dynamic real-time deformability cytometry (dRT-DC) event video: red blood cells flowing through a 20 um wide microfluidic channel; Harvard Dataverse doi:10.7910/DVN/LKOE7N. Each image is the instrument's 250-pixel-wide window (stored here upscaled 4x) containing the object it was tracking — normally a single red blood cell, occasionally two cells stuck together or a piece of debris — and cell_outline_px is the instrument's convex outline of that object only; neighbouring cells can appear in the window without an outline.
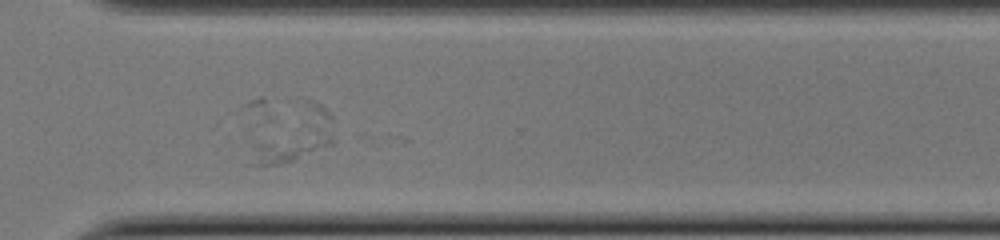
{"species": "common noctule bat (a hibernating species)", "species_latin": "Nyctalus noctula", "temperature_condition": "cold", "stored_images_in_passage": 39, "camera_frame_rate_fps": 3000, "um_per_image_px": 0.085, "animal": {"sex": "female", "body_mass_g": 22.0, "forearm_length_mm": 56.7}, "frame": {"image": 1, "passage_image": 26, "time_ms": 8.333, "image_size_px": [1000, 240], "cell_outline_px": [[332, 144], [292, 160], [280, 164], [252, 164], [256, 144], [320, 136], [324, 136], [332, 140]], "centroid_in_image_um": [24.47, 12.73], "position_along_channel_um": 346.1, "area_um2": 10.06}}